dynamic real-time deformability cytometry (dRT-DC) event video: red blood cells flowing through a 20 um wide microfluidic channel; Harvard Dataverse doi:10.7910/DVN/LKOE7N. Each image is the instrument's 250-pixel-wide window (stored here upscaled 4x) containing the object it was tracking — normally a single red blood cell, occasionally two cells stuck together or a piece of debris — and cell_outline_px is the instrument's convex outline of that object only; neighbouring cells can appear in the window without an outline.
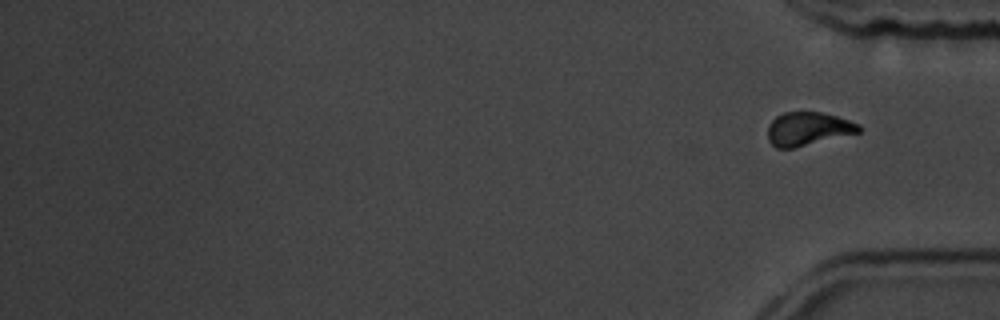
{"species": "common noctule bat (a hibernating species)", "species_latin": "Nyctalus noctula", "temperature_condition": "room temperature", "stored_images_in_passage": 17, "segment_of_instrument_passage": [2, 2], "camera_frame_rate_fps": 3000, "um_per_image_px": 0.085, "animal": {"sex": "male", "body_mass_g": 19.5, "forearm_length_mm": 54.6}, "frame": {"image": 1, "passage_image": 17, "time_ms": 18.333, "image_size_px": [1000, 320], "cell_outline_px": [[860, 132], [792, 148], [776, 148], [768, 140], [768, 124], [776, 116], [784, 112], [820, 112], [836, 116], [860, 124]], "centroid_in_image_um": [68.65, 10.94], "position_along_channel_um": 366.6, "area_um2": 17.57}}